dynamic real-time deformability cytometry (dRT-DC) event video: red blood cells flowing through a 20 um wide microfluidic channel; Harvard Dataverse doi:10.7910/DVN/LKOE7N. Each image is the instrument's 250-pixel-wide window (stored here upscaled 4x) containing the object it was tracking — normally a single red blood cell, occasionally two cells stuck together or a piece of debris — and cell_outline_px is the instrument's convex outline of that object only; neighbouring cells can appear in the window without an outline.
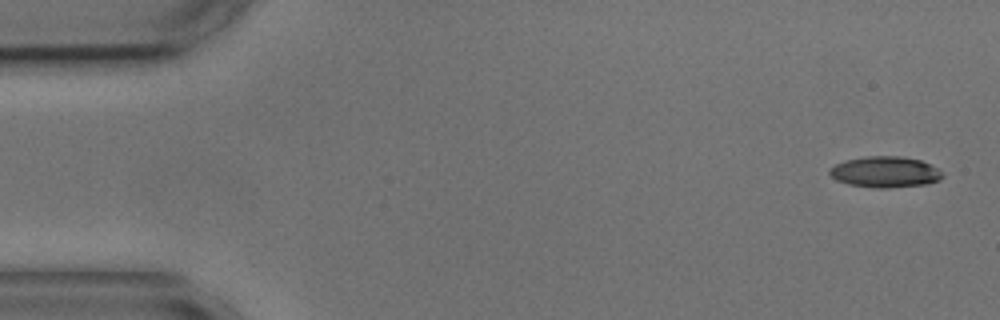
{"species": "common noctule bat (a hibernating species)", "species_latin": "Nyctalus noctula", "temperature_condition": "cold", "stored_images_in_passage": 4, "camera_frame_rate_fps": 3000, "um_per_image_px": 0.085, "animal": {"sex": "male", "body_mass_g": 17.9, "forearm_length_mm": 54.2}, "frame": {"image": 1, "passage_image": 1, "time_ms": 0.0, "image_size_px": [1000, 320], "cell_outline_px": [[944, 176], [940, 180], [924, 184], [888, 188], [876, 188], [848, 184], [836, 180], [828, 172], [828, 168], [844, 160], [864, 156], [900, 156], [920, 160], [944, 172]], "centroid_in_image_um": [75.21, 14.61], "position_along_channel_um": 9.8, "area_um2": 20.46}}
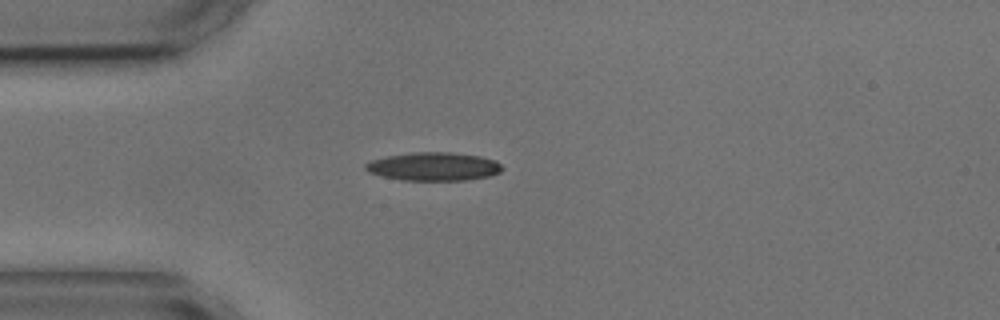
{"frame": {"image": 2, "passage_image": 4, "time_ms": 4.0, "image_size_px": [1000, 320], "cell_outline_px": [[504, 168], [500, 172], [488, 176], [464, 180], [400, 180], [368, 172], [364, 168], [364, 164], [368, 160], [384, 156], [412, 152], [452, 152], [480, 156], [496, 160]], "centroid_in_image_um": [36.82, 14.14], "position_along_channel_um": 48.2, "area_um2": 22.77}}